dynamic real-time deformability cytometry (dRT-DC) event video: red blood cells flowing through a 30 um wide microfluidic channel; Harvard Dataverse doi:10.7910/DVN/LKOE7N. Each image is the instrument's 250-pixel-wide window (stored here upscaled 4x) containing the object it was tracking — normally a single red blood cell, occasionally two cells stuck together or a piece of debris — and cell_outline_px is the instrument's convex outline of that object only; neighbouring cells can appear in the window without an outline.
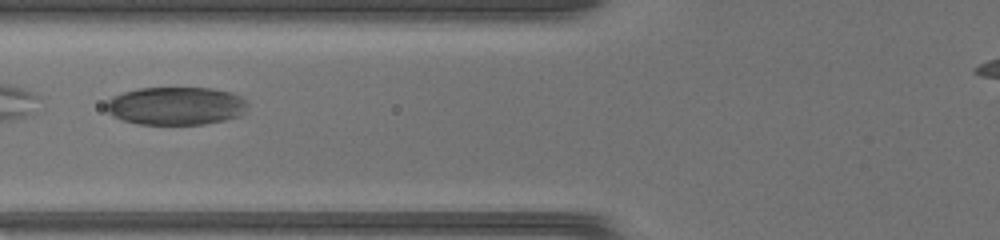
{"species": "common noctule bat (a hibernating species)", "species_latin": "Nyctalus noctula", "temperature_condition": "warm", "stored_images_in_passage": 32, "camera_frame_rate_fps": 3000, "um_per_image_px": 0.085, "animal": {"sex": "female", "body_mass_g": 17.0, "forearm_length_mm": 48.0}, "frame": {"image": 1, "passage_image": 5, "time_ms": 1.333, "image_size_px": [1000, 240], "cell_outline_px": [[248, 104], [244, 112], [240, 116], [224, 120], [204, 124], [140, 124], [124, 120], [112, 116], [104, 108], [104, 104], [112, 96], [124, 92], [140, 88], [212, 88], [232, 92], [240, 96]], "centroid_in_image_um": [14.94, 9.0], "position_along_channel_um": 110.9, "area_um2": 31.5}}
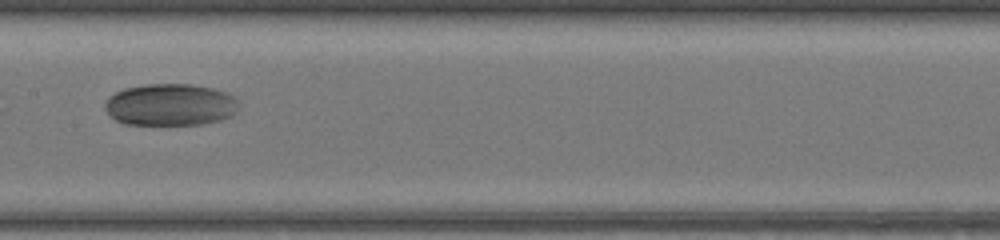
{"frame": {"image": 2, "passage_image": 11, "time_ms": 3.333, "image_size_px": [1000, 240], "cell_outline_px": [[236, 112], [232, 116], [220, 120], [200, 124], [124, 124], [116, 120], [108, 112], [104, 104], [108, 96], [124, 88], [148, 84], [192, 84], [212, 88], [224, 92], [232, 96], [236, 100]], "centroid_in_image_um": [14.45, 8.9], "position_along_channel_um": 192.9, "area_um2": 32.48}}
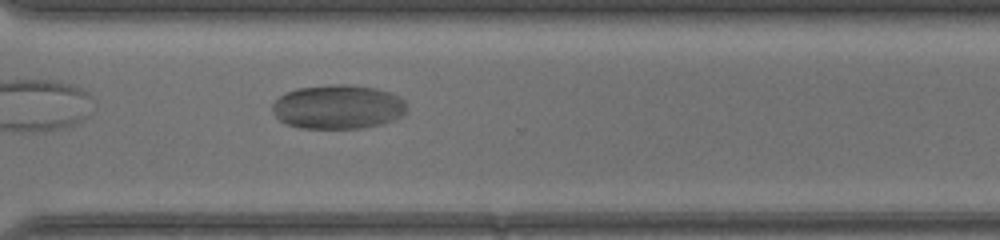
{"frame": {"image": 3, "passage_image": 22, "time_ms": 7.0, "image_size_px": [1000, 240], "cell_outline_px": [[408, 108], [396, 120], [380, 124], [360, 128], [300, 128], [284, 124], [272, 112], [272, 104], [284, 92], [296, 88], [328, 84], [348, 84], [376, 88], [400, 96], [408, 104]], "centroid_in_image_um": [28.72, 9.08], "position_along_channel_um": 341.9, "area_um2": 35.03}}